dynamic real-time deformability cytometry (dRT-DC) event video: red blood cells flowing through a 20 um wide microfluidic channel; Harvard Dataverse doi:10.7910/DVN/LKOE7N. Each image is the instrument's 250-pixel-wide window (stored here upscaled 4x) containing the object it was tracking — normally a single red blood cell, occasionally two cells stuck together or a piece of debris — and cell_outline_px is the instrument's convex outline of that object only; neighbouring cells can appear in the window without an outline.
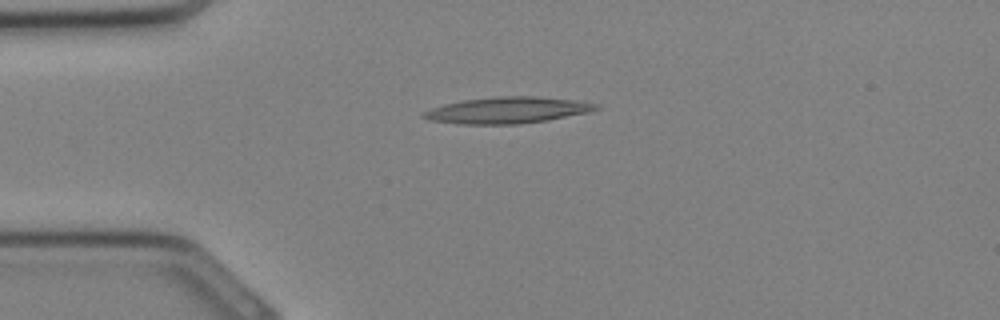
{"species": "Egyptian fruit bat (a non-hibernating species)", "species_latin": "Rousettus aegyptiacus", "temperature_condition": "cold", "stored_images_in_passage": 30, "camera_frame_rate_fps": 3000, "um_per_image_px": 0.085, "animal": {"sex": "female"}, "frame": {"image": 1, "passage_image": 5, "time_ms": 1.333, "image_size_px": [1000, 320], "cell_outline_px": [[600, 108], [588, 112], [548, 120], [520, 124], [460, 124], [428, 120], [420, 116], [420, 112], [444, 104], [464, 100], [496, 96], [536, 96], [572, 100], [600, 104]], "centroid_in_image_um": [43.09, 9.37], "position_along_channel_um": 41.9, "area_um2": 26.53}}
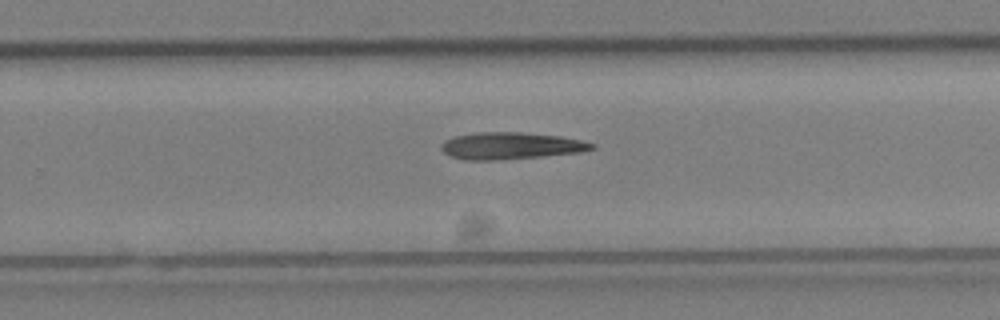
{"frame": {"image": 2, "passage_image": 18, "time_ms": 5.667, "image_size_px": [1000, 320], "cell_outline_px": [[596, 148], [580, 152], [544, 156], [496, 160], [464, 160], [452, 156], [444, 152], [440, 148], [440, 144], [444, 140], [452, 136], [476, 132], [520, 132], [560, 136], [580, 140], [596, 144]], "centroid_in_image_um": [43.38, 12.39], "position_along_channel_um": 286.4, "area_um2": 23.76}}
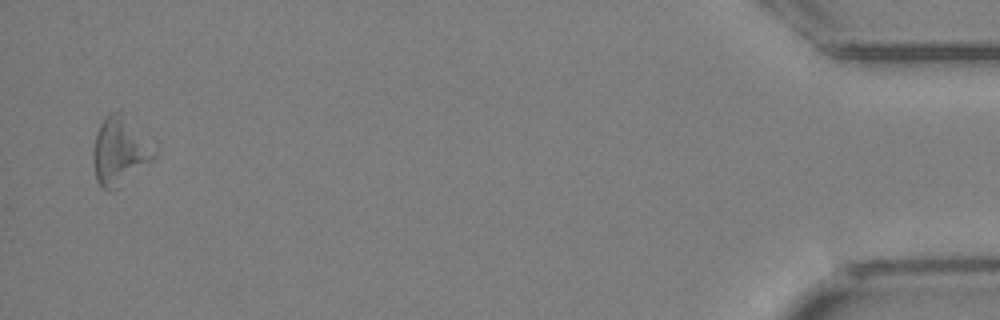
{"frame": {"image": 3, "passage_image": 29, "time_ms": 9.333, "image_size_px": [1000, 320], "cell_outline_px": [[160, 148], [156, 156], [152, 160], [116, 188], [108, 192], [100, 188], [96, 180], [92, 160], [92, 148], [96, 132], [104, 116], [120, 108]], "centroid_in_image_um": [10.21, 12.77], "position_along_channel_um": 425.0, "area_um2": 25.26}}